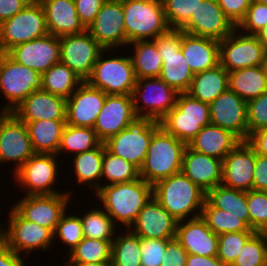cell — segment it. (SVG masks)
Listing matches in <instances>:
<instances>
[{
  "mask_svg": "<svg viewBox=\"0 0 267 266\" xmlns=\"http://www.w3.org/2000/svg\"><path fill=\"white\" fill-rule=\"evenodd\" d=\"M101 141L98 139L93 128L77 127L66 124L57 156L71 153L72 156L96 148ZM66 152V153H65ZM68 152V153H67Z\"/></svg>",
  "mask_w": 267,
  "mask_h": 266,
  "instance_id": "cell-40",
  "label": "cell"
},
{
  "mask_svg": "<svg viewBox=\"0 0 267 266\" xmlns=\"http://www.w3.org/2000/svg\"><path fill=\"white\" fill-rule=\"evenodd\" d=\"M26 125L35 153L57 155L66 120H38Z\"/></svg>",
  "mask_w": 267,
  "mask_h": 266,
  "instance_id": "cell-35",
  "label": "cell"
},
{
  "mask_svg": "<svg viewBox=\"0 0 267 266\" xmlns=\"http://www.w3.org/2000/svg\"><path fill=\"white\" fill-rule=\"evenodd\" d=\"M263 68L265 70V73L267 74V51H265V54H264Z\"/></svg>",
  "mask_w": 267,
  "mask_h": 266,
  "instance_id": "cell-63",
  "label": "cell"
},
{
  "mask_svg": "<svg viewBox=\"0 0 267 266\" xmlns=\"http://www.w3.org/2000/svg\"><path fill=\"white\" fill-rule=\"evenodd\" d=\"M229 88L228 71L221 65L194 74L187 93L202 102L210 104Z\"/></svg>",
  "mask_w": 267,
  "mask_h": 266,
  "instance_id": "cell-33",
  "label": "cell"
},
{
  "mask_svg": "<svg viewBox=\"0 0 267 266\" xmlns=\"http://www.w3.org/2000/svg\"><path fill=\"white\" fill-rule=\"evenodd\" d=\"M153 197L175 219L181 221L201 216L206 193L179 172L156 182L153 185Z\"/></svg>",
  "mask_w": 267,
  "mask_h": 266,
  "instance_id": "cell-2",
  "label": "cell"
},
{
  "mask_svg": "<svg viewBox=\"0 0 267 266\" xmlns=\"http://www.w3.org/2000/svg\"><path fill=\"white\" fill-rule=\"evenodd\" d=\"M47 34L43 6L39 0H31L19 13L0 24V53Z\"/></svg>",
  "mask_w": 267,
  "mask_h": 266,
  "instance_id": "cell-9",
  "label": "cell"
},
{
  "mask_svg": "<svg viewBox=\"0 0 267 266\" xmlns=\"http://www.w3.org/2000/svg\"><path fill=\"white\" fill-rule=\"evenodd\" d=\"M255 1L258 2V3L267 5V0H255Z\"/></svg>",
  "mask_w": 267,
  "mask_h": 266,
  "instance_id": "cell-64",
  "label": "cell"
},
{
  "mask_svg": "<svg viewBox=\"0 0 267 266\" xmlns=\"http://www.w3.org/2000/svg\"><path fill=\"white\" fill-rule=\"evenodd\" d=\"M66 99L44 90L32 92L12 113L24 123L38 120H66Z\"/></svg>",
  "mask_w": 267,
  "mask_h": 266,
  "instance_id": "cell-26",
  "label": "cell"
},
{
  "mask_svg": "<svg viewBox=\"0 0 267 266\" xmlns=\"http://www.w3.org/2000/svg\"><path fill=\"white\" fill-rule=\"evenodd\" d=\"M235 29L217 0H198L195 13H192L189 21L181 28L183 32L218 41L229 36Z\"/></svg>",
  "mask_w": 267,
  "mask_h": 266,
  "instance_id": "cell-19",
  "label": "cell"
},
{
  "mask_svg": "<svg viewBox=\"0 0 267 266\" xmlns=\"http://www.w3.org/2000/svg\"><path fill=\"white\" fill-rule=\"evenodd\" d=\"M248 138L258 130L267 128V91L247 102Z\"/></svg>",
  "mask_w": 267,
  "mask_h": 266,
  "instance_id": "cell-50",
  "label": "cell"
},
{
  "mask_svg": "<svg viewBox=\"0 0 267 266\" xmlns=\"http://www.w3.org/2000/svg\"><path fill=\"white\" fill-rule=\"evenodd\" d=\"M106 0H74L80 22L87 29L95 20Z\"/></svg>",
  "mask_w": 267,
  "mask_h": 266,
  "instance_id": "cell-55",
  "label": "cell"
},
{
  "mask_svg": "<svg viewBox=\"0 0 267 266\" xmlns=\"http://www.w3.org/2000/svg\"><path fill=\"white\" fill-rule=\"evenodd\" d=\"M159 127V121L149 117H135L127 128L105 141V147L140 170L145 161L152 135Z\"/></svg>",
  "mask_w": 267,
  "mask_h": 266,
  "instance_id": "cell-7",
  "label": "cell"
},
{
  "mask_svg": "<svg viewBox=\"0 0 267 266\" xmlns=\"http://www.w3.org/2000/svg\"><path fill=\"white\" fill-rule=\"evenodd\" d=\"M206 199L216 208L222 209L238 216L250 227V217L247 207V192L223 186L222 184L212 188Z\"/></svg>",
  "mask_w": 267,
  "mask_h": 266,
  "instance_id": "cell-37",
  "label": "cell"
},
{
  "mask_svg": "<svg viewBox=\"0 0 267 266\" xmlns=\"http://www.w3.org/2000/svg\"><path fill=\"white\" fill-rule=\"evenodd\" d=\"M57 236V237H56ZM60 239L68 249L69 254L77 244L84 238L80 216L69 215L67 211L62 215L59 223L53 232V240Z\"/></svg>",
  "mask_w": 267,
  "mask_h": 266,
  "instance_id": "cell-46",
  "label": "cell"
},
{
  "mask_svg": "<svg viewBox=\"0 0 267 266\" xmlns=\"http://www.w3.org/2000/svg\"><path fill=\"white\" fill-rule=\"evenodd\" d=\"M175 238L189 254L207 257L218 254V235L207 226L201 216L178 221Z\"/></svg>",
  "mask_w": 267,
  "mask_h": 266,
  "instance_id": "cell-27",
  "label": "cell"
},
{
  "mask_svg": "<svg viewBox=\"0 0 267 266\" xmlns=\"http://www.w3.org/2000/svg\"><path fill=\"white\" fill-rule=\"evenodd\" d=\"M87 31L104 49L127 47L122 0H106Z\"/></svg>",
  "mask_w": 267,
  "mask_h": 266,
  "instance_id": "cell-18",
  "label": "cell"
},
{
  "mask_svg": "<svg viewBox=\"0 0 267 266\" xmlns=\"http://www.w3.org/2000/svg\"><path fill=\"white\" fill-rule=\"evenodd\" d=\"M139 177V169L136 166L111 153L104 144L102 183L103 179L104 183L106 179L108 183H103V185L131 182Z\"/></svg>",
  "mask_w": 267,
  "mask_h": 266,
  "instance_id": "cell-44",
  "label": "cell"
},
{
  "mask_svg": "<svg viewBox=\"0 0 267 266\" xmlns=\"http://www.w3.org/2000/svg\"><path fill=\"white\" fill-rule=\"evenodd\" d=\"M159 122L168 134L188 144L211 123L210 106L188 93H179L175 106Z\"/></svg>",
  "mask_w": 267,
  "mask_h": 266,
  "instance_id": "cell-6",
  "label": "cell"
},
{
  "mask_svg": "<svg viewBox=\"0 0 267 266\" xmlns=\"http://www.w3.org/2000/svg\"><path fill=\"white\" fill-rule=\"evenodd\" d=\"M201 218L217 235L230 232L254 231L238 216H232L227 211L214 207L207 199L204 201Z\"/></svg>",
  "mask_w": 267,
  "mask_h": 266,
  "instance_id": "cell-42",
  "label": "cell"
},
{
  "mask_svg": "<svg viewBox=\"0 0 267 266\" xmlns=\"http://www.w3.org/2000/svg\"><path fill=\"white\" fill-rule=\"evenodd\" d=\"M133 46L130 55L137 79L159 77L162 72L163 61L154 40L130 42ZM135 50V51H134Z\"/></svg>",
  "mask_w": 267,
  "mask_h": 266,
  "instance_id": "cell-36",
  "label": "cell"
},
{
  "mask_svg": "<svg viewBox=\"0 0 267 266\" xmlns=\"http://www.w3.org/2000/svg\"><path fill=\"white\" fill-rule=\"evenodd\" d=\"M31 0H0V24L19 13Z\"/></svg>",
  "mask_w": 267,
  "mask_h": 266,
  "instance_id": "cell-57",
  "label": "cell"
},
{
  "mask_svg": "<svg viewBox=\"0 0 267 266\" xmlns=\"http://www.w3.org/2000/svg\"><path fill=\"white\" fill-rule=\"evenodd\" d=\"M188 255L176 238L170 239L160 266H186Z\"/></svg>",
  "mask_w": 267,
  "mask_h": 266,
  "instance_id": "cell-54",
  "label": "cell"
},
{
  "mask_svg": "<svg viewBox=\"0 0 267 266\" xmlns=\"http://www.w3.org/2000/svg\"><path fill=\"white\" fill-rule=\"evenodd\" d=\"M7 54L17 63L43 74L60 62V38L48 33L14 46Z\"/></svg>",
  "mask_w": 267,
  "mask_h": 266,
  "instance_id": "cell-21",
  "label": "cell"
},
{
  "mask_svg": "<svg viewBox=\"0 0 267 266\" xmlns=\"http://www.w3.org/2000/svg\"><path fill=\"white\" fill-rule=\"evenodd\" d=\"M181 51L194 74L220 64L219 41L182 31Z\"/></svg>",
  "mask_w": 267,
  "mask_h": 266,
  "instance_id": "cell-30",
  "label": "cell"
},
{
  "mask_svg": "<svg viewBox=\"0 0 267 266\" xmlns=\"http://www.w3.org/2000/svg\"><path fill=\"white\" fill-rule=\"evenodd\" d=\"M171 29H181L195 13L198 0H161Z\"/></svg>",
  "mask_w": 267,
  "mask_h": 266,
  "instance_id": "cell-48",
  "label": "cell"
},
{
  "mask_svg": "<svg viewBox=\"0 0 267 266\" xmlns=\"http://www.w3.org/2000/svg\"><path fill=\"white\" fill-rule=\"evenodd\" d=\"M256 152L247 141H241L222 160V185L248 192L253 189Z\"/></svg>",
  "mask_w": 267,
  "mask_h": 266,
  "instance_id": "cell-22",
  "label": "cell"
},
{
  "mask_svg": "<svg viewBox=\"0 0 267 266\" xmlns=\"http://www.w3.org/2000/svg\"><path fill=\"white\" fill-rule=\"evenodd\" d=\"M187 144L168 134L161 126L153 133L139 176L154 185L182 170Z\"/></svg>",
  "mask_w": 267,
  "mask_h": 266,
  "instance_id": "cell-3",
  "label": "cell"
},
{
  "mask_svg": "<svg viewBox=\"0 0 267 266\" xmlns=\"http://www.w3.org/2000/svg\"><path fill=\"white\" fill-rule=\"evenodd\" d=\"M34 154L26 123L12 112H0V166L15 163L13 175Z\"/></svg>",
  "mask_w": 267,
  "mask_h": 266,
  "instance_id": "cell-14",
  "label": "cell"
},
{
  "mask_svg": "<svg viewBox=\"0 0 267 266\" xmlns=\"http://www.w3.org/2000/svg\"><path fill=\"white\" fill-rule=\"evenodd\" d=\"M84 81L67 65L59 62L42 74V90L66 100Z\"/></svg>",
  "mask_w": 267,
  "mask_h": 266,
  "instance_id": "cell-38",
  "label": "cell"
},
{
  "mask_svg": "<svg viewBox=\"0 0 267 266\" xmlns=\"http://www.w3.org/2000/svg\"><path fill=\"white\" fill-rule=\"evenodd\" d=\"M181 40V29H170L154 39L163 61L162 72L159 77L176 92L187 93L194 73L181 51Z\"/></svg>",
  "mask_w": 267,
  "mask_h": 266,
  "instance_id": "cell-11",
  "label": "cell"
},
{
  "mask_svg": "<svg viewBox=\"0 0 267 266\" xmlns=\"http://www.w3.org/2000/svg\"><path fill=\"white\" fill-rule=\"evenodd\" d=\"M37 90H42V74L0 53V92L7 102L0 112H12Z\"/></svg>",
  "mask_w": 267,
  "mask_h": 266,
  "instance_id": "cell-8",
  "label": "cell"
},
{
  "mask_svg": "<svg viewBox=\"0 0 267 266\" xmlns=\"http://www.w3.org/2000/svg\"><path fill=\"white\" fill-rule=\"evenodd\" d=\"M135 117L132 95H107L93 129L98 139L104 143L127 128Z\"/></svg>",
  "mask_w": 267,
  "mask_h": 266,
  "instance_id": "cell-24",
  "label": "cell"
},
{
  "mask_svg": "<svg viewBox=\"0 0 267 266\" xmlns=\"http://www.w3.org/2000/svg\"><path fill=\"white\" fill-rule=\"evenodd\" d=\"M85 238L114 240L117 225L103 208H92L80 217ZM115 234V235H114Z\"/></svg>",
  "mask_w": 267,
  "mask_h": 266,
  "instance_id": "cell-43",
  "label": "cell"
},
{
  "mask_svg": "<svg viewBox=\"0 0 267 266\" xmlns=\"http://www.w3.org/2000/svg\"><path fill=\"white\" fill-rule=\"evenodd\" d=\"M256 36L258 37L261 44L264 46L265 50L267 51V25L262 28Z\"/></svg>",
  "mask_w": 267,
  "mask_h": 266,
  "instance_id": "cell-61",
  "label": "cell"
},
{
  "mask_svg": "<svg viewBox=\"0 0 267 266\" xmlns=\"http://www.w3.org/2000/svg\"><path fill=\"white\" fill-rule=\"evenodd\" d=\"M64 266H112L111 262L102 263H64Z\"/></svg>",
  "mask_w": 267,
  "mask_h": 266,
  "instance_id": "cell-62",
  "label": "cell"
},
{
  "mask_svg": "<svg viewBox=\"0 0 267 266\" xmlns=\"http://www.w3.org/2000/svg\"><path fill=\"white\" fill-rule=\"evenodd\" d=\"M103 50L87 30L81 34L60 37V62L67 65L83 81L90 77Z\"/></svg>",
  "mask_w": 267,
  "mask_h": 266,
  "instance_id": "cell-17",
  "label": "cell"
},
{
  "mask_svg": "<svg viewBox=\"0 0 267 266\" xmlns=\"http://www.w3.org/2000/svg\"><path fill=\"white\" fill-rule=\"evenodd\" d=\"M94 195L113 222L128 229L153 197V185L139 177L131 182L102 185Z\"/></svg>",
  "mask_w": 267,
  "mask_h": 266,
  "instance_id": "cell-1",
  "label": "cell"
},
{
  "mask_svg": "<svg viewBox=\"0 0 267 266\" xmlns=\"http://www.w3.org/2000/svg\"><path fill=\"white\" fill-rule=\"evenodd\" d=\"M181 172L207 194L222 183V160L196 152L187 145Z\"/></svg>",
  "mask_w": 267,
  "mask_h": 266,
  "instance_id": "cell-28",
  "label": "cell"
},
{
  "mask_svg": "<svg viewBox=\"0 0 267 266\" xmlns=\"http://www.w3.org/2000/svg\"><path fill=\"white\" fill-rule=\"evenodd\" d=\"M229 89L245 102L267 91V74L261 66H253L228 72Z\"/></svg>",
  "mask_w": 267,
  "mask_h": 266,
  "instance_id": "cell-34",
  "label": "cell"
},
{
  "mask_svg": "<svg viewBox=\"0 0 267 266\" xmlns=\"http://www.w3.org/2000/svg\"><path fill=\"white\" fill-rule=\"evenodd\" d=\"M127 45L154 40L171 28L161 0H122Z\"/></svg>",
  "mask_w": 267,
  "mask_h": 266,
  "instance_id": "cell-4",
  "label": "cell"
},
{
  "mask_svg": "<svg viewBox=\"0 0 267 266\" xmlns=\"http://www.w3.org/2000/svg\"><path fill=\"white\" fill-rule=\"evenodd\" d=\"M209 106L211 124L231 131L241 141H247V102L228 88Z\"/></svg>",
  "mask_w": 267,
  "mask_h": 266,
  "instance_id": "cell-20",
  "label": "cell"
},
{
  "mask_svg": "<svg viewBox=\"0 0 267 266\" xmlns=\"http://www.w3.org/2000/svg\"><path fill=\"white\" fill-rule=\"evenodd\" d=\"M45 11L48 33L57 37L84 33L74 0H39Z\"/></svg>",
  "mask_w": 267,
  "mask_h": 266,
  "instance_id": "cell-29",
  "label": "cell"
},
{
  "mask_svg": "<svg viewBox=\"0 0 267 266\" xmlns=\"http://www.w3.org/2000/svg\"><path fill=\"white\" fill-rule=\"evenodd\" d=\"M265 51L256 35L241 33L237 28L219 41L220 64L228 72L263 65Z\"/></svg>",
  "mask_w": 267,
  "mask_h": 266,
  "instance_id": "cell-15",
  "label": "cell"
},
{
  "mask_svg": "<svg viewBox=\"0 0 267 266\" xmlns=\"http://www.w3.org/2000/svg\"><path fill=\"white\" fill-rule=\"evenodd\" d=\"M111 265L141 266L140 237L129 228L118 232L112 241Z\"/></svg>",
  "mask_w": 267,
  "mask_h": 266,
  "instance_id": "cell-39",
  "label": "cell"
},
{
  "mask_svg": "<svg viewBox=\"0 0 267 266\" xmlns=\"http://www.w3.org/2000/svg\"><path fill=\"white\" fill-rule=\"evenodd\" d=\"M241 140L231 131L208 124L187 144L192 150L223 160Z\"/></svg>",
  "mask_w": 267,
  "mask_h": 266,
  "instance_id": "cell-31",
  "label": "cell"
},
{
  "mask_svg": "<svg viewBox=\"0 0 267 266\" xmlns=\"http://www.w3.org/2000/svg\"><path fill=\"white\" fill-rule=\"evenodd\" d=\"M255 231L230 232L218 235L217 257L227 266H231L246 241Z\"/></svg>",
  "mask_w": 267,
  "mask_h": 266,
  "instance_id": "cell-47",
  "label": "cell"
},
{
  "mask_svg": "<svg viewBox=\"0 0 267 266\" xmlns=\"http://www.w3.org/2000/svg\"><path fill=\"white\" fill-rule=\"evenodd\" d=\"M247 142L253 147L256 154L267 156V128L253 132Z\"/></svg>",
  "mask_w": 267,
  "mask_h": 266,
  "instance_id": "cell-59",
  "label": "cell"
},
{
  "mask_svg": "<svg viewBox=\"0 0 267 266\" xmlns=\"http://www.w3.org/2000/svg\"><path fill=\"white\" fill-rule=\"evenodd\" d=\"M247 207L250 228L255 232H267V191H248Z\"/></svg>",
  "mask_w": 267,
  "mask_h": 266,
  "instance_id": "cell-49",
  "label": "cell"
},
{
  "mask_svg": "<svg viewBox=\"0 0 267 266\" xmlns=\"http://www.w3.org/2000/svg\"><path fill=\"white\" fill-rule=\"evenodd\" d=\"M177 223L178 220L152 197L129 229L140 238L173 239L176 237Z\"/></svg>",
  "mask_w": 267,
  "mask_h": 266,
  "instance_id": "cell-25",
  "label": "cell"
},
{
  "mask_svg": "<svg viewBox=\"0 0 267 266\" xmlns=\"http://www.w3.org/2000/svg\"><path fill=\"white\" fill-rule=\"evenodd\" d=\"M106 96L84 81L66 101V124L93 128Z\"/></svg>",
  "mask_w": 267,
  "mask_h": 266,
  "instance_id": "cell-23",
  "label": "cell"
},
{
  "mask_svg": "<svg viewBox=\"0 0 267 266\" xmlns=\"http://www.w3.org/2000/svg\"><path fill=\"white\" fill-rule=\"evenodd\" d=\"M169 240L140 238L141 266H160Z\"/></svg>",
  "mask_w": 267,
  "mask_h": 266,
  "instance_id": "cell-52",
  "label": "cell"
},
{
  "mask_svg": "<svg viewBox=\"0 0 267 266\" xmlns=\"http://www.w3.org/2000/svg\"><path fill=\"white\" fill-rule=\"evenodd\" d=\"M186 266H227L217 256H201L189 254Z\"/></svg>",
  "mask_w": 267,
  "mask_h": 266,
  "instance_id": "cell-60",
  "label": "cell"
},
{
  "mask_svg": "<svg viewBox=\"0 0 267 266\" xmlns=\"http://www.w3.org/2000/svg\"><path fill=\"white\" fill-rule=\"evenodd\" d=\"M178 94L160 77L137 79L132 93L136 117L160 121L175 106Z\"/></svg>",
  "mask_w": 267,
  "mask_h": 266,
  "instance_id": "cell-13",
  "label": "cell"
},
{
  "mask_svg": "<svg viewBox=\"0 0 267 266\" xmlns=\"http://www.w3.org/2000/svg\"><path fill=\"white\" fill-rule=\"evenodd\" d=\"M255 0H217L225 16L237 27Z\"/></svg>",
  "mask_w": 267,
  "mask_h": 266,
  "instance_id": "cell-53",
  "label": "cell"
},
{
  "mask_svg": "<svg viewBox=\"0 0 267 266\" xmlns=\"http://www.w3.org/2000/svg\"><path fill=\"white\" fill-rule=\"evenodd\" d=\"M253 190L267 191V156L256 154Z\"/></svg>",
  "mask_w": 267,
  "mask_h": 266,
  "instance_id": "cell-56",
  "label": "cell"
},
{
  "mask_svg": "<svg viewBox=\"0 0 267 266\" xmlns=\"http://www.w3.org/2000/svg\"><path fill=\"white\" fill-rule=\"evenodd\" d=\"M104 155V143L96 148L76 154L72 158V167L76 180L80 186H88L94 190V194L102 187V164Z\"/></svg>",
  "mask_w": 267,
  "mask_h": 266,
  "instance_id": "cell-32",
  "label": "cell"
},
{
  "mask_svg": "<svg viewBox=\"0 0 267 266\" xmlns=\"http://www.w3.org/2000/svg\"><path fill=\"white\" fill-rule=\"evenodd\" d=\"M22 256L8 248L0 240V266H26L25 256Z\"/></svg>",
  "mask_w": 267,
  "mask_h": 266,
  "instance_id": "cell-58",
  "label": "cell"
},
{
  "mask_svg": "<svg viewBox=\"0 0 267 266\" xmlns=\"http://www.w3.org/2000/svg\"><path fill=\"white\" fill-rule=\"evenodd\" d=\"M267 25V5L254 2L247 10L245 18L236 27L241 33L256 35Z\"/></svg>",
  "mask_w": 267,
  "mask_h": 266,
  "instance_id": "cell-51",
  "label": "cell"
},
{
  "mask_svg": "<svg viewBox=\"0 0 267 266\" xmlns=\"http://www.w3.org/2000/svg\"><path fill=\"white\" fill-rule=\"evenodd\" d=\"M70 193L55 195H24L13 207L25 220L55 231L62 215L71 203Z\"/></svg>",
  "mask_w": 267,
  "mask_h": 266,
  "instance_id": "cell-16",
  "label": "cell"
},
{
  "mask_svg": "<svg viewBox=\"0 0 267 266\" xmlns=\"http://www.w3.org/2000/svg\"><path fill=\"white\" fill-rule=\"evenodd\" d=\"M107 51L113 53V49H104L101 52L86 82L107 95H132L137 77L130 54L129 56L117 54L116 57H108Z\"/></svg>",
  "mask_w": 267,
  "mask_h": 266,
  "instance_id": "cell-5",
  "label": "cell"
},
{
  "mask_svg": "<svg viewBox=\"0 0 267 266\" xmlns=\"http://www.w3.org/2000/svg\"><path fill=\"white\" fill-rule=\"evenodd\" d=\"M113 240L83 238L68 254L63 263H102L111 262Z\"/></svg>",
  "mask_w": 267,
  "mask_h": 266,
  "instance_id": "cell-41",
  "label": "cell"
},
{
  "mask_svg": "<svg viewBox=\"0 0 267 266\" xmlns=\"http://www.w3.org/2000/svg\"><path fill=\"white\" fill-rule=\"evenodd\" d=\"M231 266H267V232H255Z\"/></svg>",
  "mask_w": 267,
  "mask_h": 266,
  "instance_id": "cell-45",
  "label": "cell"
},
{
  "mask_svg": "<svg viewBox=\"0 0 267 266\" xmlns=\"http://www.w3.org/2000/svg\"><path fill=\"white\" fill-rule=\"evenodd\" d=\"M8 212V227H3L2 223L0 225V240L8 248L19 255L27 256L33 250L47 251L50 245H54L53 232L50 229L25 220L13 207Z\"/></svg>",
  "mask_w": 267,
  "mask_h": 266,
  "instance_id": "cell-10",
  "label": "cell"
},
{
  "mask_svg": "<svg viewBox=\"0 0 267 266\" xmlns=\"http://www.w3.org/2000/svg\"><path fill=\"white\" fill-rule=\"evenodd\" d=\"M59 157L56 154L35 153L14 174V182L18 187L26 190V195H55L59 192L55 184L58 182ZM20 185V186H19ZM55 187V189L53 188Z\"/></svg>",
  "mask_w": 267,
  "mask_h": 266,
  "instance_id": "cell-12",
  "label": "cell"
}]
</instances>
